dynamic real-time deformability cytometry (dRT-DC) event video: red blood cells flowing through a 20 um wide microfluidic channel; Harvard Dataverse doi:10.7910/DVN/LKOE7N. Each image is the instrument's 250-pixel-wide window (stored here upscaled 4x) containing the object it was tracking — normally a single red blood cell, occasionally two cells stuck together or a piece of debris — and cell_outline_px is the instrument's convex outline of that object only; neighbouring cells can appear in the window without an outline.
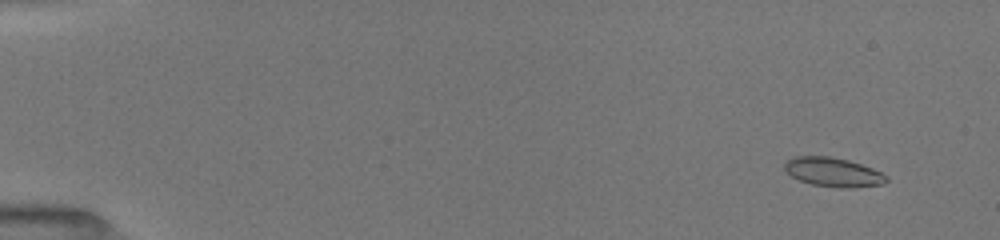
{"species": "common noctule bat (a hibernating species)", "species_latin": "Nyctalus noctula", "temperature_condition": "room temperature", "stored_images_in_passage": 53, "camera_frame_rate_fps": 3000, "um_per_image_px": 0.085, "animal": {"sex": "female", "body_mass_g": 19.5, "forearm_length_mm": 54.1}, "frame": {"image": 1, "passage_image": 5, "time_ms": 1.333, "image_size_px": [1000, 240], "cell_outline_px": [[888, 180], [884, 184], [848, 188], [836, 188], [812, 184], [800, 180], [792, 176], [784, 168], [784, 164], [792, 156], [828, 156], [848, 160], [872, 168], [888, 176]], "centroid_in_image_um": [70.83, 14.63], "position_along_channel_um": 14.2, "area_um2": 17.22}}
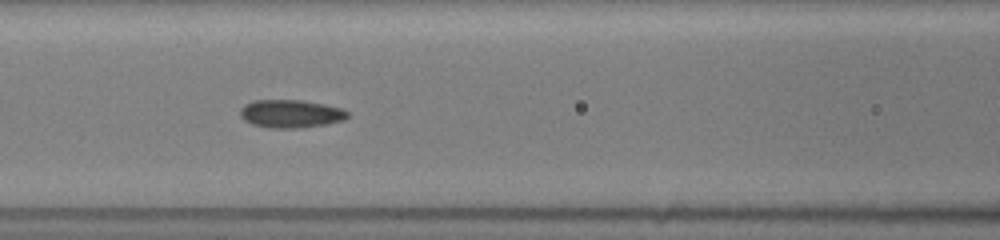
{"frame": {"image": 2, "passage_image": 25, "time_ms": 8.0, "image_size_px": [1000, 240], "cell_outline_px": [[348, 116], [344, 120], [328, 124], [300, 128], [268, 128], [252, 124], [244, 120], [240, 116], [240, 108], [244, 104], [252, 100], [304, 100], [344, 108], [348, 112]], "centroid_in_image_um": [24.71, 9.66], "position_along_channel_um": 141.9, "area_um2": 17.86}}
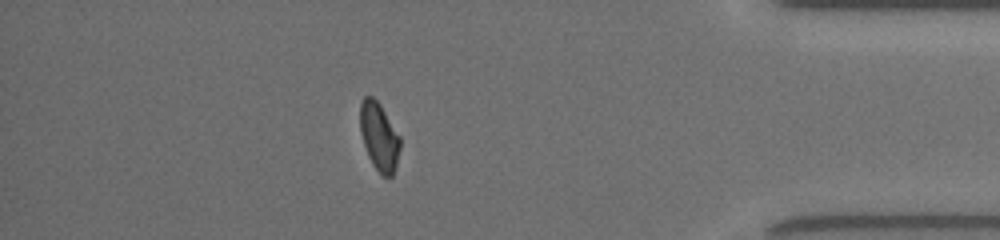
{"frame": {"image": 3, "passage_image": 47, "time_ms": 15.333, "image_size_px": [1000, 240], "cell_outline_px": [[400, 148], [396, 164], [392, 176], [380, 176], [372, 164], [368, 156], [360, 132], [360, 104], [364, 96], [372, 96], [380, 104], [400, 136]], "centroid_in_image_um": [32.22, 11.62], "position_along_channel_um": 403.0, "area_um2": 15.9}, "authors_computed_cell_mechanics": {"area_um2": 16.8198, "velocity_mm_per_s": 4.023, "shape_relaxation_time_tau1_ms": 3.0838, "shape_relaxation_time_tau2_ms": 1.9597, "deformation_change_tau1": 0.1019, "deformation_change_tau2": 0.0588}}